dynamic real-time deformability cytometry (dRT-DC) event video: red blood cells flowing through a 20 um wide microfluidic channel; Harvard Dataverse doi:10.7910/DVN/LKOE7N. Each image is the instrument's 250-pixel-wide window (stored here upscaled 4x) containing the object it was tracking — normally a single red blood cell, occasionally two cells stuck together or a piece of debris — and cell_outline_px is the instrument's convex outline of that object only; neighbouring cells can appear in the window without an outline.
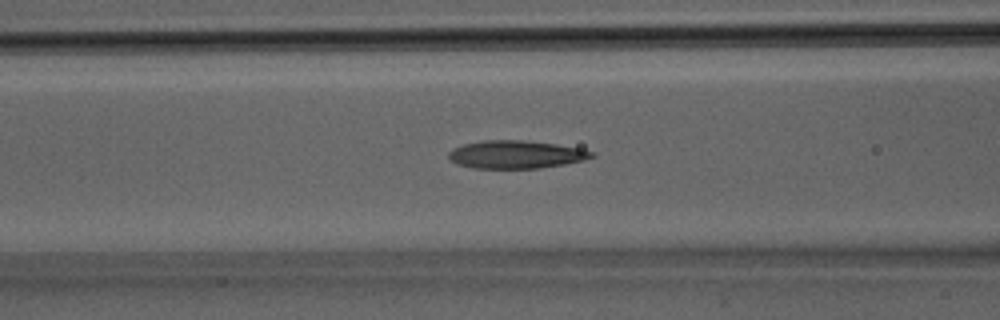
{"species": "Egyptian fruit bat (a non-hibernating species)", "species_latin": "Rousettus aegyptiacus", "temperature_condition": "room temperature", "stored_images_in_passage": 28, "camera_frame_rate_fps": 3000, "um_per_image_px": 0.085, "animal": {"sex": "male"}, "frame": {"image": 1, "passage_image": 9, "time_ms": 2.667, "image_size_px": [1000, 320], "cell_outline_px": [[596, 156], [584, 160], [564, 164], [540, 168], [472, 168], [456, 164], [448, 156], [448, 152], [452, 148], [464, 144], [484, 140], [520, 140], [556, 144], [580, 148], [596, 152]], "centroid_in_image_um": [43.87, 13.13], "position_along_channel_um": 122.7, "area_um2": 23.35}}
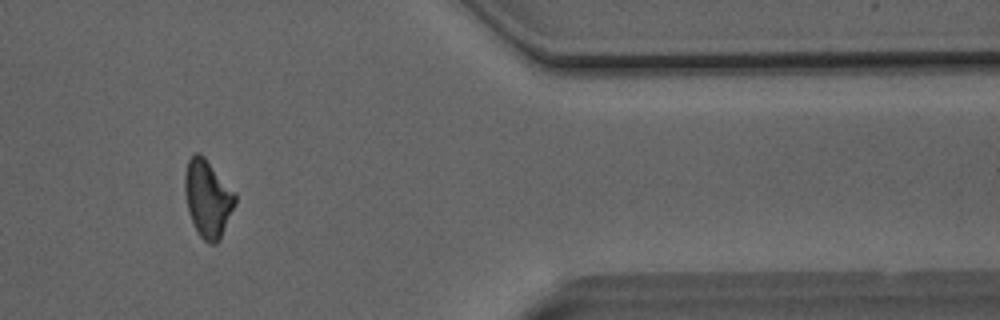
{"frame": {"image": 2, "passage_image": 23, "time_ms": 7.333, "image_size_px": [1000, 320], "cell_outline_px": [[236, 204], [220, 240], [216, 244], [208, 244], [200, 236], [188, 212], [184, 192], [184, 172], [188, 160], [196, 152], [200, 152], [204, 156], [236, 192]], "centroid_in_image_um": [17.67, 16.86], "position_along_channel_um": 393.7, "area_um2": 23.0}}
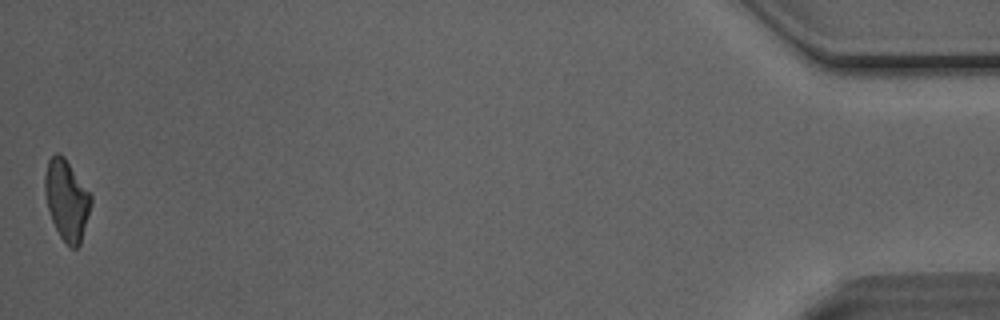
{"frame": {"image": 3, "passage_image": 28, "time_ms": 9.0, "image_size_px": [1000, 320], "cell_outline_px": [[92, 204], [80, 244], [76, 248], [72, 248], [60, 236], [52, 220], [48, 208], [44, 192], [44, 176], [48, 160], [56, 152], [60, 152], [64, 156], [92, 196]], "centroid_in_image_um": [5.66, 16.97], "position_along_channel_um": 429.5, "area_um2": 21.5}}